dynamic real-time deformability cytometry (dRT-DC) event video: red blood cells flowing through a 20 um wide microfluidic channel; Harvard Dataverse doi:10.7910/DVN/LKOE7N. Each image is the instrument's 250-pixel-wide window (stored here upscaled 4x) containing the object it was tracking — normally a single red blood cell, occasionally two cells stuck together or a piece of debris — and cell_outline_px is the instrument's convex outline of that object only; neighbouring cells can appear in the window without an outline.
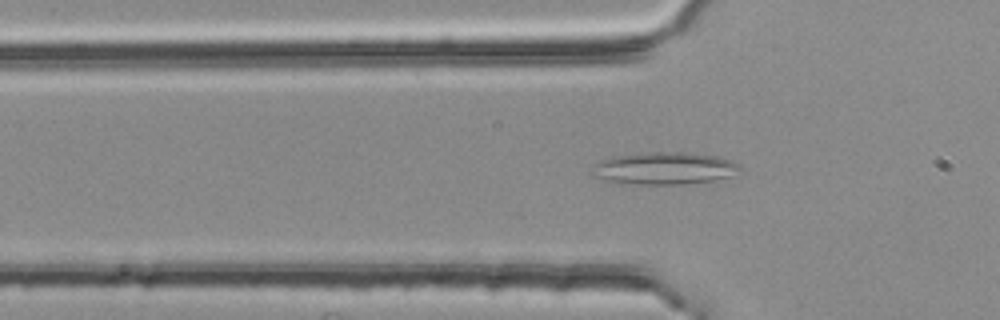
{"species": "common noctule bat (a hibernating species)", "species_latin": "Nyctalus noctula", "temperature_condition": "room temperature", "stored_images_in_passage": 54, "camera_frame_rate_fps": 3000, "um_per_image_px": 0.085, "animal": {"sex": "female", "body_mass_g": 25.1}, "frame": {"image": 1, "passage_image": 17, "time_ms": 5.333, "image_size_px": [1000, 320], "cell_outline_px": [[740, 168], [728, 176], [712, 180], [684, 184], [636, 184], [608, 180], [588, 176], [588, 172], [600, 160], [612, 156], [640, 152], [692, 152], [720, 156], [740, 164]], "centroid_in_image_um": [56.39, 14.28], "position_along_channel_um": 69.4, "area_um2": 28.03}}
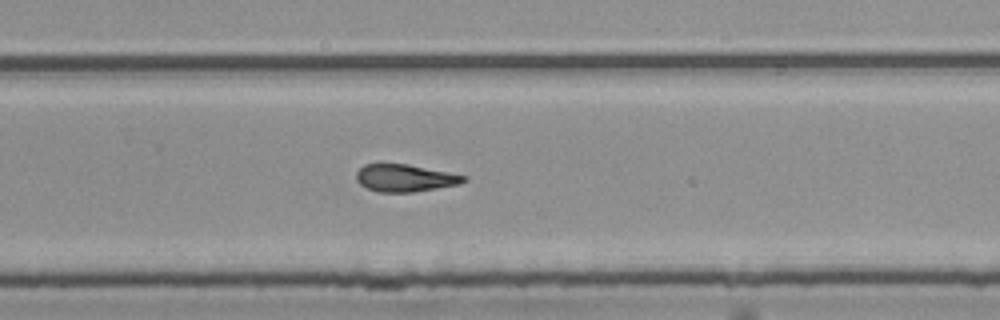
{"frame": {"image": 2, "passage_image": 35, "time_ms": 11.333, "image_size_px": [1000, 320], "cell_outline_px": [[468, 180], [460, 184], [412, 192], [376, 192], [360, 184], [356, 180], [356, 172], [364, 164], [408, 164], [468, 176]], "centroid_in_image_um": [34.43, 15.13], "position_along_channel_um": 295.4, "area_um2": 17.11}}
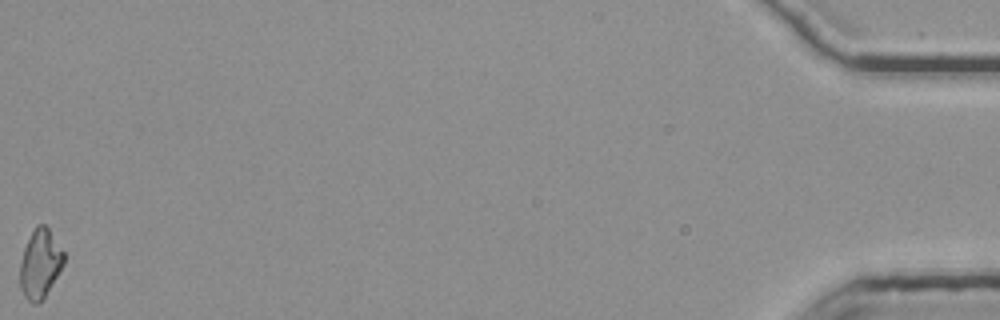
{"frame": {"image": 3, "passage_image": 54, "time_ms": 17.667, "image_size_px": [1000, 320], "cell_outline_px": [[64, 264], [44, 300], [36, 304], [32, 304], [24, 296], [20, 288], [20, 264], [24, 248], [36, 224], [44, 224], [48, 228], [64, 252]], "centroid_in_image_um": [3.41, 22.46], "position_along_channel_um": 431.8, "area_um2": 17.69}, "authors_computed_cell_mechanics": {"area_um2": 17.9469, "velocity_mm_per_s": 3.776, "shape_relaxation_time_tau1_ms": null, "shape_relaxation_time_tau2_ms": 3.9326, "deformation_change_tau1": null, "deformation_change_tau2": 0.1365}}